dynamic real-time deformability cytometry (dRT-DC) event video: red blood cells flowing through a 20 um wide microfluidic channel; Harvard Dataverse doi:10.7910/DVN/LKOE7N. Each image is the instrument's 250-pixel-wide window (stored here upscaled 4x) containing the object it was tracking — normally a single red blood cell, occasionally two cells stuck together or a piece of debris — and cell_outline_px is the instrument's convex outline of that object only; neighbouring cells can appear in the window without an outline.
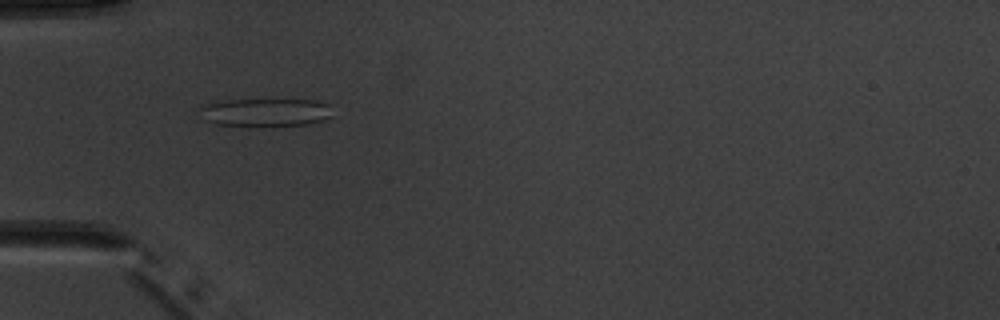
{"species": "common noctule bat (a hibernating species)", "species_latin": "Nyctalus noctula", "temperature_condition": "warm", "stored_images_in_passage": 2, "camera_frame_rate_fps": 3000, "um_per_image_px": 0.085, "animal": {"sex": "male", "body_mass_g": 20.1, "forearm_length_mm": 53.5}, "frame": {"image": 1, "passage_image": 1, "time_ms": 0.0, "image_size_px": [1000, 320], "cell_outline_px": [[332, 116], [308, 124], [272, 128], [260, 128], [216, 124], [208, 120], [200, 108], [212, 100], [312, 100], [328, 104]], "centroid_in_image_um": [22.57, 9.58], "position_along_channel_um": 62.4, "area_um2": 22.14}}
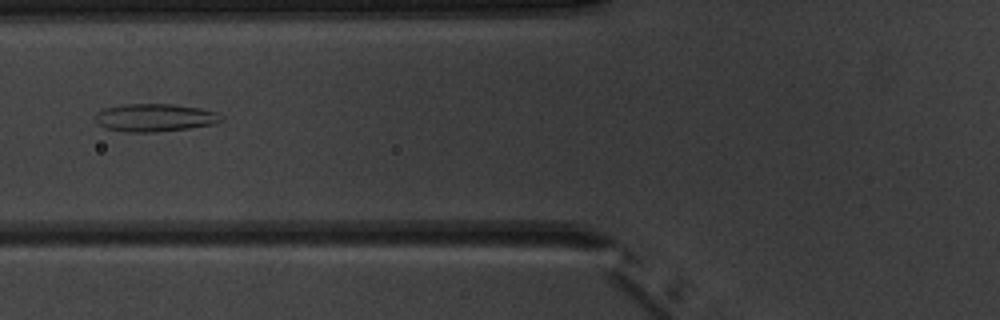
{"frame": {"image": 2, "passage_image": 2, "time_ms": 1.333, "image_size_px": [1000, 320], "cell_outline_px": [[224, 120], [212, 124], [188, 128], [152, 132], [124, 132], [104, 128], [96, 120], [96, 112], [104, 108], [120, 104], [172, 104], [200, 108], [216, 112], [224, 116]], "centroid_in_image_um": [13.15, 9.99], "position_along_channel_um": 112.6, "area_um2": 20.46}}